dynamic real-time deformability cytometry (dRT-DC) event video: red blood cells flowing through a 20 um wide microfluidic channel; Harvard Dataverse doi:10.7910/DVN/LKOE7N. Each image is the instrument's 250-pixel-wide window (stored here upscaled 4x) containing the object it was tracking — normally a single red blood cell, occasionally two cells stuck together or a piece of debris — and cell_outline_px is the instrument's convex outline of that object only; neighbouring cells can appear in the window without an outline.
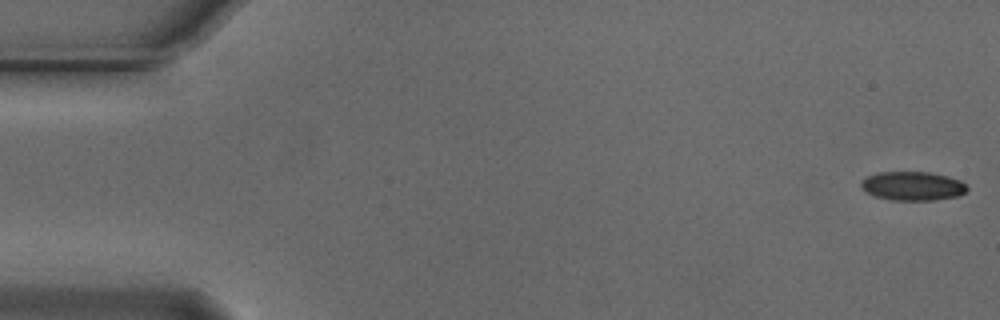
{"species": "Egyptian fruit bat (a non-hibernating species)", "species_latin": "Rousettus aegyptiacus", "temperature_condition": "cold", "stored_images_in_passage": 55, "camera_frame_rate_fps": 3000, "um_per_image_px": 0.085, "animal": {"sex": "male"}, "frame": {"image": 1, "passage_image": 1, "time_ms": 0.0, "image_size_px": [1000, 320], "cell_outline_px": [[968, 188], [964, 192], [956, 196], [932, 200], [892, 200], [876, 196], [864, 192], [860, 188], [860, 184], [868, 176], [876, 172], [928, 172], [948, 176], [960, 180]], "centroid_in_image_um": [77.53, 15.8], "position_along_channel_um": 7.5, "area_um2": 17.74}}
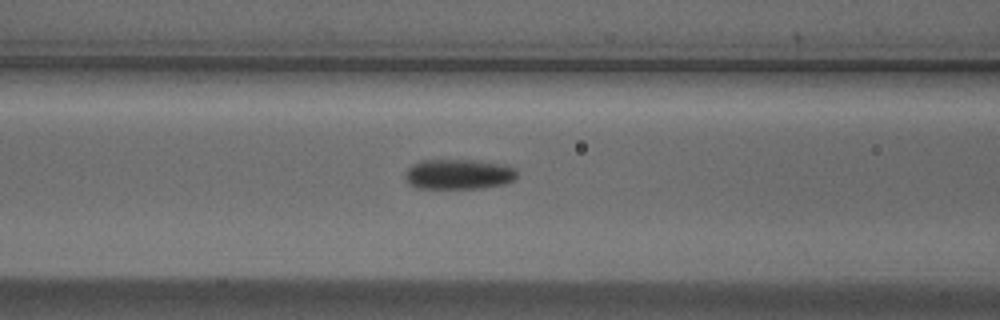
{"frame": {"image": 2, "passage_image": 22, "time_ms": 7.0, "image_size_px": [1000, 320], "cell_outline_px": [[516, 176], [512, 180], [504, 184], [480, 188], [416, 188], [408, 184], [404, 180], [404, 172], [412, 164], [420, 160], [472, 160], [508, 164], [516, 168]], "centroid_in_image_um": [38.94, 14.8], "position_along_channel_um": 127.7, "area_um2": 19.94}}
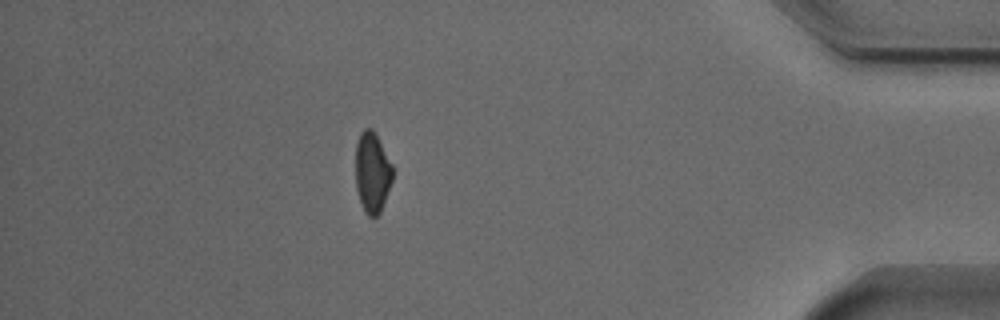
{"frame": {"image": 3, "passage_image": 48, "time_ms": 15.667, "image_size_px": [1000, 320], "cell_outline_px": [[392, 180], [380, 212], [376, 216], [368, 216], [364, 212], [360, 204], [356, 188], [356, 144], [360, 132], [364, 128], [372, 128], [376, 132], [392, 164]], "centroid_in_image_um": [31.63, 14.62], "position_along_channel_um": 403.6, "area_um2": 17.51}, "authors_computed_cell_mechanics": {"area_um2": 18.785, "velocity_mm_per_s": 3.7448, "shape_relaxation_time_tau1_ms": 4.4971, "shape_relaxation_time_tau2_ms": null, "deformation_change_tau1": 0.1127, "deformation_change_tau2": null}}